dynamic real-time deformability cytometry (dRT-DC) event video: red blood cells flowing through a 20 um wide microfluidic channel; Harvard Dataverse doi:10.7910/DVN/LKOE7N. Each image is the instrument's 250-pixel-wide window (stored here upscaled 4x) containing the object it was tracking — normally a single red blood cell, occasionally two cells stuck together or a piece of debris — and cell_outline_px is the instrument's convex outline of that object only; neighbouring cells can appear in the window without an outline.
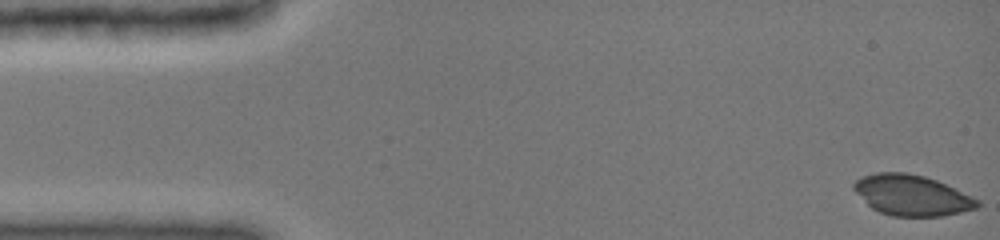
{"species": "common noctule bat (a hibernating species)", "species_latin": "Nyctalus noctula", "temperature_condition": "cold", "stored_images_in_passage": 41, "camera_frame_rate_fps": 3000, "um_per_image_px": 0.085, "animal": {"sex": "female", "body_mass_g": 19.0, "forearm_length_mm": 51.5}, "frame": {"image": 1, "passage_image": 1, "time_ms": 0.0, "image_size_px": [1000, 240], "cell_outline_px": [[980, 204], [976, 208], [944, 216], [892, 216], [880, 212], [872, 208], [852, 188], [852, 184], [856, 180], [864, 176], [876, 172], [904, 172], [924, 176], [936, 180], [972, 196], [980, 200]], "centroid_in_image_um": [77.5, 16.59], "position_along_channel_um": 7.5, "area_um2": 29.07}}
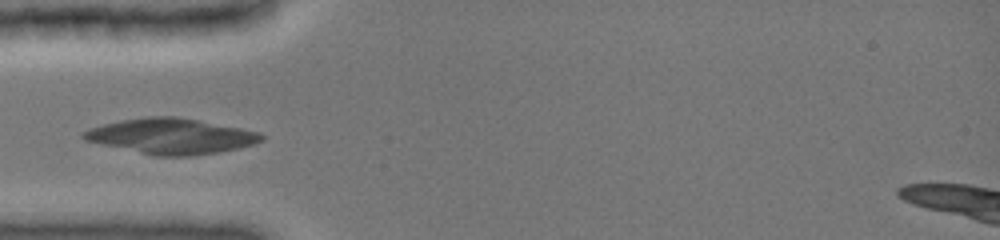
{"frame": {"image": 2, "passage_image": 24, "time_ms": 4.667, "image_size_px": [1000, 240], "cell_outline_px": [[264, 140], [252, 144], [236, 148], [216, 152], [188, 156], [156, 156], [84, 140], [80, 136], [80, 132], [88, 128], [120, 120], [144, 116], [176, 116], [240, 128], [260, 132], [264, 136]], "centroid_in_image_um": [14.49, 11.56], "position_along_channel_um": 70.5, "area_um2": 36.53}}
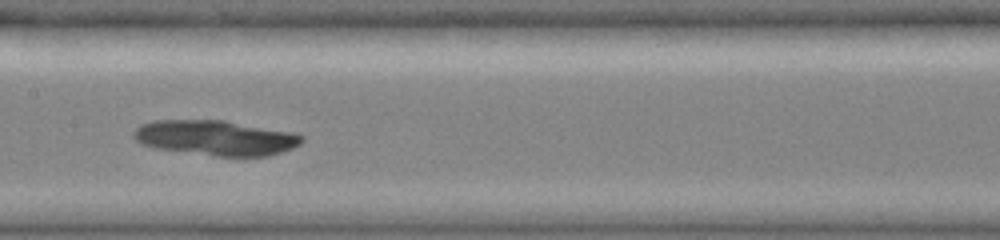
{"frame": {"image": 3, "passage_image": 40, "time_ms": 7.667, "image_size_px": [1000, 240], "cell_outline_px": [[304, 140], [300, 144], [292, 148], [268, 156], [216, 156], [156, 148], [140, 144], [132, 136], [132, 132], [140, 124], [152, 120], [224, 120], [292, 132], [304, 136]], "centroid_in_image_um": [18.3, 11.71], "position_along_channel_um": 189.1, "area_um2": 34.45}}